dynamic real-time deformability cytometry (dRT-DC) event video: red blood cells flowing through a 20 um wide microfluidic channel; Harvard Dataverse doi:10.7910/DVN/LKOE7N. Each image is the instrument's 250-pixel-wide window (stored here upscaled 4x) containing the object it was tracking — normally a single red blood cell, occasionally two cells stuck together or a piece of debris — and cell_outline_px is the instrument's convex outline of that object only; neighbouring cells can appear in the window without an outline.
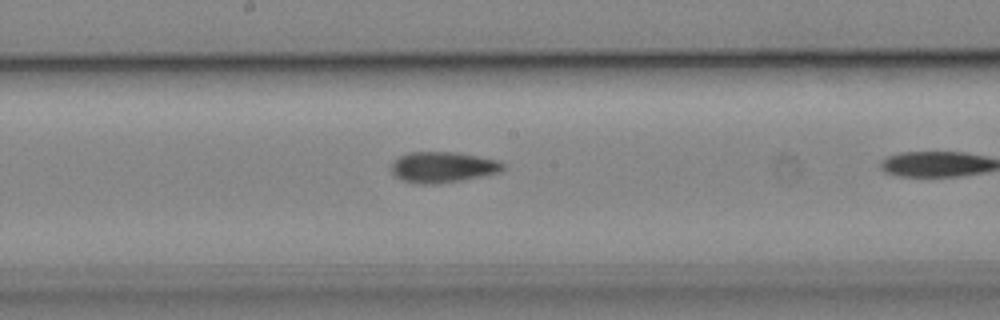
{"species": "common noctule bat (a hibernating species)", "species_latin": "Nyctalus noctula", "temperature_condition": "cold", "stored_images_in_passage": 9, "camera_frame_rate_fps": 3000, "um_per_image_px": 0.085, "animal": {"sex": "male", "body_mass_g": 19.2, "forearm_length_mm": 51.8}, "frame": {"image": 1, "passage_image": 8, "time_ms": 2.333, "image_size_px": [1000, 320], "cell_outline_px": [[504, 168], [500, 172], [460, 180], [436, 184], [420, 184], [404, 180], [396, 176], [392, 172], [392, 164], [400, 156], [408, 152], [456, 152], [496, 160], [504, 164]], "centroid_in_image_um": [37.63, 14.2], "position_along_channel_um": 210.6, "area_um2": 19.65}}